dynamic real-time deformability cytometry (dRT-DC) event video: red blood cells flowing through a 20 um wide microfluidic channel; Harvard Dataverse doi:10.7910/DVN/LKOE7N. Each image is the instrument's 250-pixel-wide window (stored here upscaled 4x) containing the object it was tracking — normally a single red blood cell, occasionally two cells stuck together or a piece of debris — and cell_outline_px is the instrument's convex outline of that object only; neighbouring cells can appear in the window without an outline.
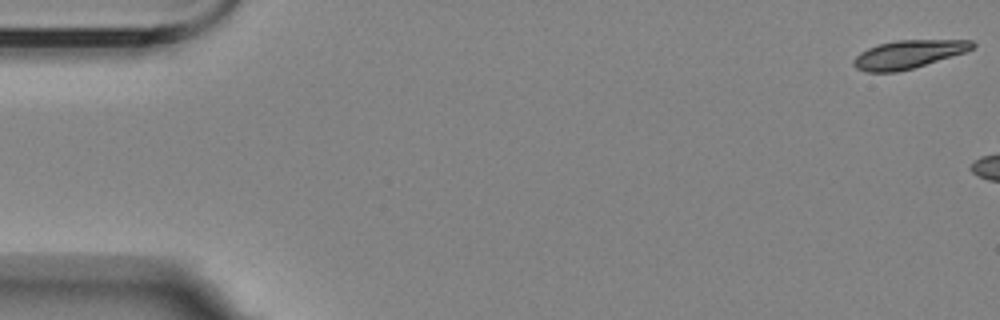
{"species": "Egyptian fruit bat (a non-hibernating species)", "species_latin": "Rousettus aegyptiacus", "temperature_condition": "room temperature", "stored_images_in_passage": 7, "camera_frame_rate_fps": 3000, "um_per_image_px": 0.085, "animal": {"sex": "female"}, "frame": {"image": 1, "passage_image": 1, "time_ms": 0.0, "image_size_px": [1000, 320], "cell_outline_px": [[976, 44], [972, 48], [964, 52], [912, 68], [896, 72], [864, 72], [856, 68], [852, 64], [852, 60], [860, 52], [868, 48], [880, 44], [896, 40], [972, 40]], "centroid_in_image_um": [77.15, 4.62], "position_along_channel_um": 7.8, "area_um2": 19.31}}